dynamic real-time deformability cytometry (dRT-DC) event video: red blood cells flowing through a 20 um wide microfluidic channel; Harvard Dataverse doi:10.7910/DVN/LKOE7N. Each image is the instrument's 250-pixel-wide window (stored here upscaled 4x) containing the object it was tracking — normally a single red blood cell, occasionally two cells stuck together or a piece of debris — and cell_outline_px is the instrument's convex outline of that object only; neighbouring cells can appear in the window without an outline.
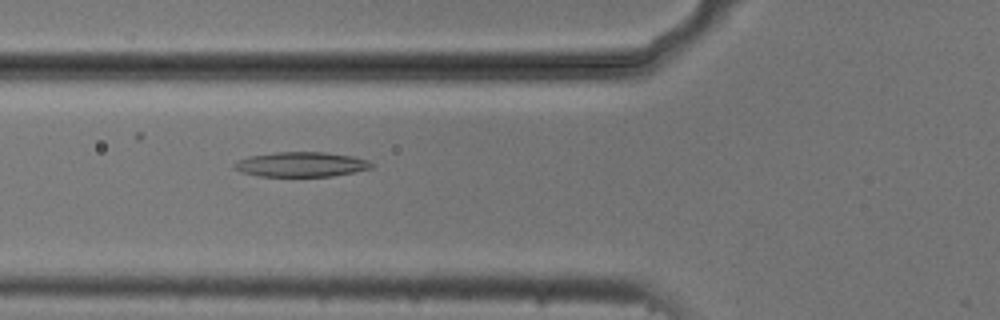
{"species": "common noctule bat (a hibernating species)", "species_latin": "Nyctalus noctula", "temperature_condition": "cold", "stored_images_in_passage": 26, "camera_frame_rate_fps": 3000, "um_per_image_px": 0.085, "animal": {"sex": "male", "body_mass_g": 20.5, "forearm_length_mm": 52.5}, "frame": {"image": 1, "passage_image": 8, "time_ms": 2.333, "image_size_px": [1000, 320], "cell_outline_px": [[376, 164], [372, 168], [332, 176], [260, 176], [240, 172], [232, 168], [232, 164], [248, 156], [276, 152], [324, 152], [352, 156], [368, 160]], "centroid_in_image_um": [25.59, 13.97], "position_along_channel_um": 100.2, "area_um2": 19.88}}
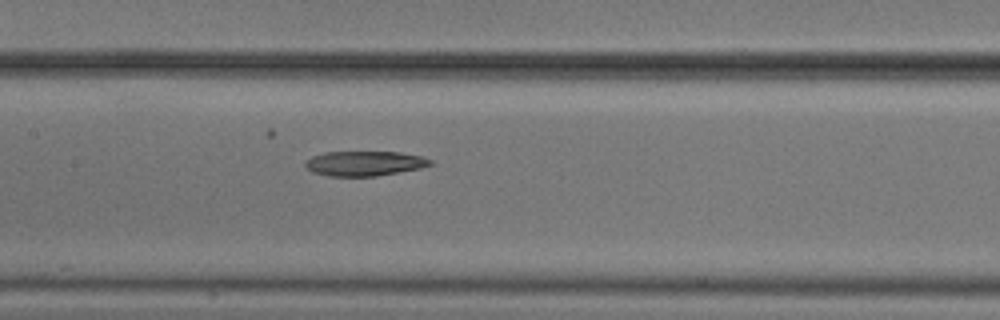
{"frame": {"image": 2, "passage_image": 14, "time_ms": 4.333, "image_size_px": [1000, 320], "cell_outline_px": [[432, 164], [420, 168], [376, 176], [328, 176], [312, 172], [304, 164], [312, 156], [324, 152], [400, 152], [420, 156], [432, 160]], "centroid_in_image_um": [30.97, 13.89], "position_along_channel_um": 176.4, "area_um2": 17.92}}
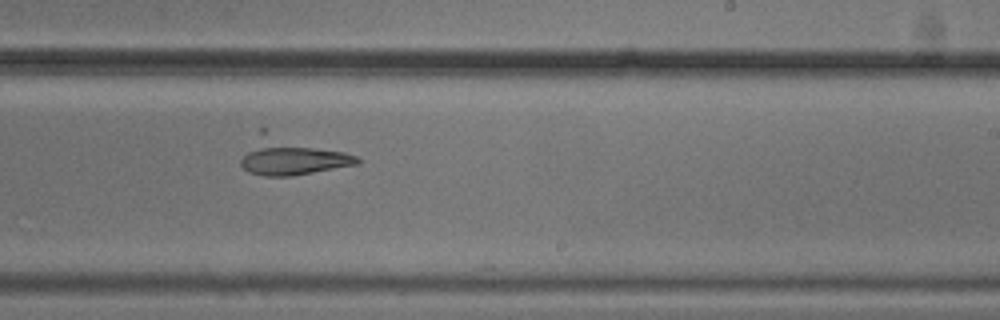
{"frame": {"image": 3, "passage_image": 21, "time_ms": 6.667, "image_size_px": [1000, 320], "cell_outline_px": [[360, 160], [356, 164], [292, 176], [264, 176], [248, 172], [240, 164], [240, 160], [248, 152], [268, 144], [272, 144], [312, 148], [344, 152], [356, 156]], "centroid_in_image_um": [24.95, 13.64], "position_along_channel_um": 264.0, "area_um2": 19.36}}